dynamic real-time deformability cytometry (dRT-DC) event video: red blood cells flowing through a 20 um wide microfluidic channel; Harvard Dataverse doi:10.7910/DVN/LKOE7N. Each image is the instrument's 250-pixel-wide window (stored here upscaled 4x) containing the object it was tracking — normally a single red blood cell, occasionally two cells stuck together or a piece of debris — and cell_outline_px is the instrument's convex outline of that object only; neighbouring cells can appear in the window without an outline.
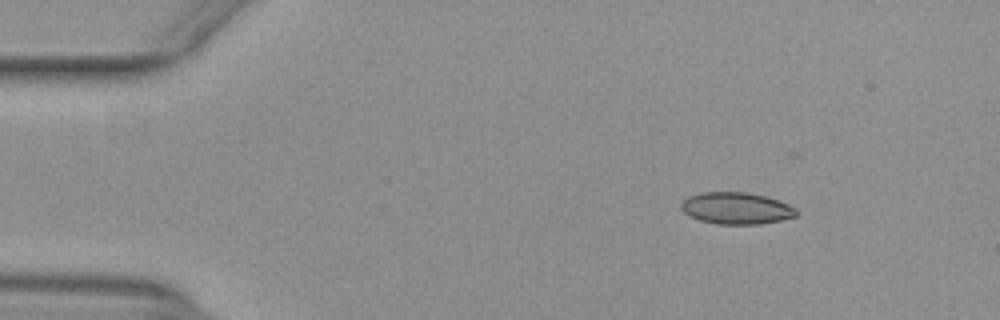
{"species": "common noctule bat (a hibernating species)", "species_latin": "Nyctalus noctula", "temperature_condition": "warm", "stored_images_in_passage": 46, "camera_frame_rate_fps": 3000, "um_per_image_px": 0.085, "animal": {"sex": "female", "body_mass_g": 29.2, "forearm_length_mm": 56.3}, "frame": {"image": 1, "passage_image": 1, "time_ms": 0.0, "image_size_px": [1000, 320], "cell_outline_px": [[796, 216], [780, 220], [760, 224], [716, 224], [700, 220], [688, 216], [680, 208], [680, 204], [688, 196], [700, 192], [748, 192], [780, 200], [796, 208]], "centroid_in_image_um": [62.56, 17.69], "position_along_channel_um": 22.4, "area_um2": 21.44}}
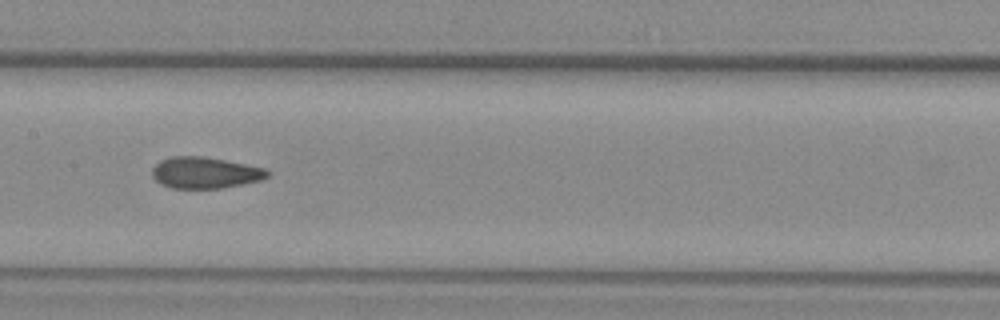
{"frame": {"image": 2, "passage_image": 20, "time_ms": 6.333, "image_size_px": [1000, 320], "cell_outline_px": [[268, 176], [260, 180], [220, 188], [172, 188], [160, 184], [152, 176], [152, 168], [160, 160], [172, 156], [204, 156], [264, 168], [268, 172]], "centroid_in_image_um": [17.37, 14.67], "position_along_channel_um": 190.0, "area_um2": 20.81}}
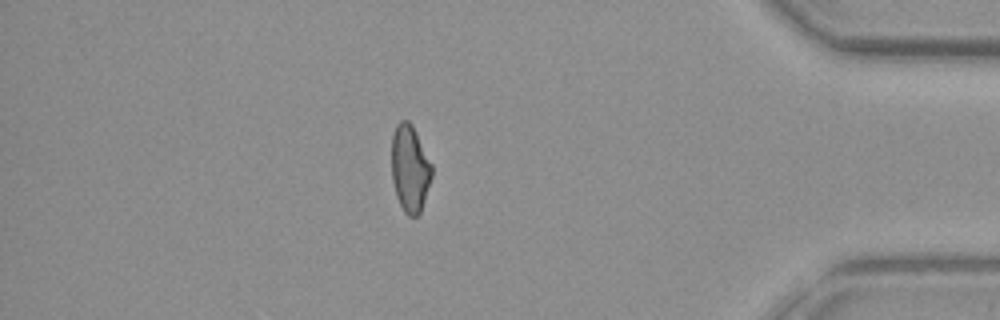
{"frame": {"image": 3, "passage_image": 39, "time_ms": 12.667, "image_size_px": [1000, 320], "cell_outline_px": [[432, 176], [420, 212], [416, 216], [408, 216], [404, 212], [396, 196], [392, 180], [392, 136], [396, 124], [400, 120], [408, 120], [412, 124], [432, 164]], "centroid_in_image_um": [34.84, 14.3], "position_along_channel_um": 400.4, "area_um2": 20.35}, "authors_computed_cell_mechanics": {"area_um2": 21.1259, "velocity_mm_per_s": 3.966, "shape_relaxation_time_tau1_ms": null, "shape_relaxation_time_tau2_ms": 1.4608, "deformation_change_tau1": null, "deformation_change_tau2": 0.0552}}